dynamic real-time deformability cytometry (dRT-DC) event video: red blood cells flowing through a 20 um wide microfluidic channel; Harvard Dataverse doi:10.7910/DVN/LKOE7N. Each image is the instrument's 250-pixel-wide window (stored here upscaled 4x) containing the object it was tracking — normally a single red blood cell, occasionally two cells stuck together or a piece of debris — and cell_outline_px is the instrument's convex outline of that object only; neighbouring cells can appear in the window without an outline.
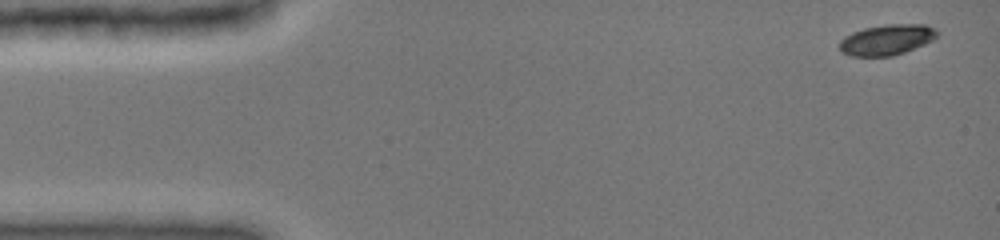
{"species": "common noctule bat (a hibernating species)", "species_latin": "Nyctalus noctula", "temperature_condition": "cold", "stored_images_in_passage": 35, "camera_frame_rate_fps": 3000, "um_per_image_px": 0.085, "animal": {"sex": "female", "body_mass_g": 19.0, "forearm_length_mm": 51.5}, "frame": {"image": 1, "passage_image": 1, "time_ms": 0.0, "image_size_px": [1000, 240], "cell_outline_px": [[940, 32], [932, 40], [924, 44], [904, 52], [892, 56], [852, 56], [840, 52], [840, 40], [844, 36], [852, 32], [864, 28], [888, 24], [924, 24], [936, 28]], "centroid_in_image_um": [75.38, 3.37], "position_along_channel_um": 9.6, "area_um2": 17.46}}
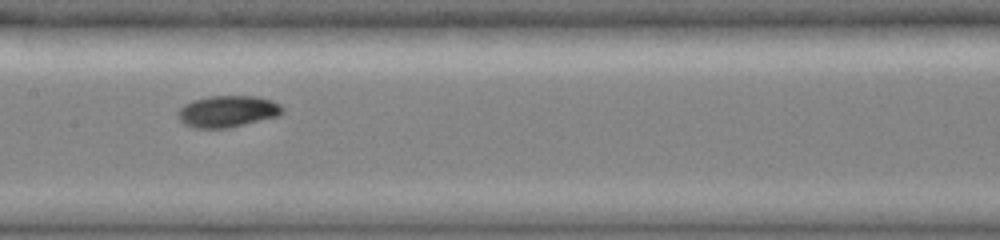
{"frame": {"image": 2, "passage_image": 16, "time_ms": 5.0, "image_size_px": [1000, 240], "cell_outline_px": [[284, 112], [276, 116], [228, 128], [192, 128], [184, 124], [176, 116], [180, 108], [184, 104], [192, 100], [208, 96], [256, 96], [272, 100], [280, 104], [284, 108]], "centroid_in_image_um": [19.31, 9.46], "position_along_channel_um": 188.1, "area_um2": 19.31}}
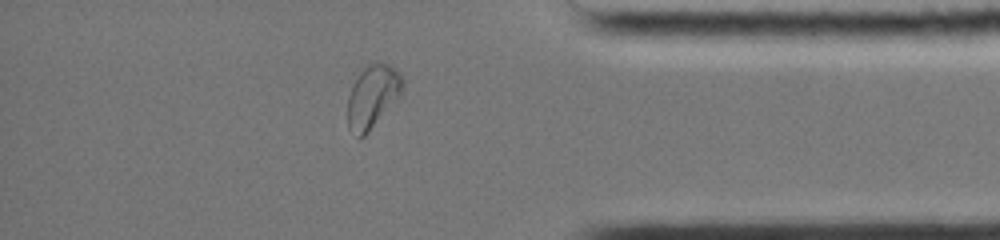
{"frame": {"image": 3, "passage_image": 30, "time_ms": 9.667, "image_size_px": [1000, 240], "cell_outline_px": [[404, 88], [400, 96], [368, 132], [364, 136], [356, 136], [348, 128], [348, 96], [360, 72], [368, 64], [380, 60], [388, 64], [404, 80]], "centroid_in_image_um": [31.68, 8.18], "position_along_channel_um": 403.5, "area_um2": 19.88}, "authors_computed_cell_mechanics": {"area_um2": 19.0162, "velocity_mm_per_s": 3.9966, "shape_relaxation_time_tau1_ms": 5.2149, "shape_relaxation_time_tau2_ms": 3.3384, "deformation_change_tau1": 0.1686, "deformation_change_tau2": 0.0563}}